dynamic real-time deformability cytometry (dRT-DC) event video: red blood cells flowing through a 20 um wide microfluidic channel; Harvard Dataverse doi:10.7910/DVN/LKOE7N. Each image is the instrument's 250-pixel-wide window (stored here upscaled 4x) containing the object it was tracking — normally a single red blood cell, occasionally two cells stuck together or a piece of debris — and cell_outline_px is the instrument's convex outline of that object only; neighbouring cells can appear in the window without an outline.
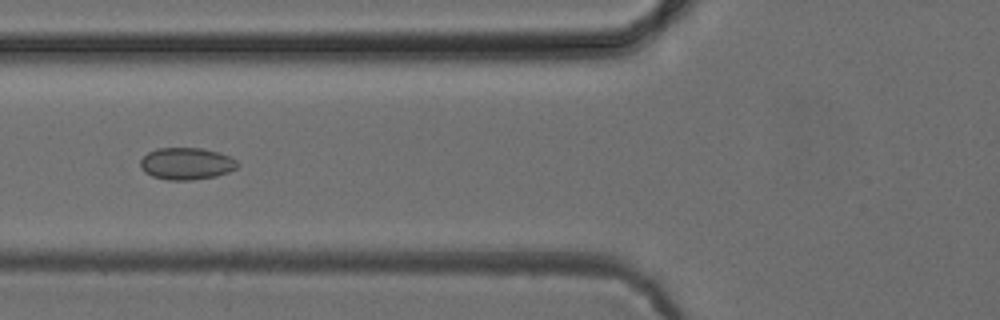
{"species": "common noctule bat (a hibernating species)", "species_latin": "Nyctalus noctula", "temperature_condition": "cold", "stored_images_in_passage": 5, "camera_frame_rate_fps": 3000, "um_per_image_px": 0.085, "animal": {"sex": "female", "body_mass_g": 24.6, "forearm_length_mm": 56.2}, "frame": {"image": 1, "passage_image": 5, "time_ms": 4.667, "image_size_px": [1000, 320], "cell_outline_px": [[240, 164], [236, 168], [228, 172], [216, 176], [192, 180], [168, 180], [152, 176], [144, 172], [140, 168], [140, 160], [148, 152], [156, 148], [200, 148], [220, 152], [236, 160]], "centroid_in_image_um": [15.84, 13.91], "position_along_channel_um": 110.0, "area_um2": 18.21}}